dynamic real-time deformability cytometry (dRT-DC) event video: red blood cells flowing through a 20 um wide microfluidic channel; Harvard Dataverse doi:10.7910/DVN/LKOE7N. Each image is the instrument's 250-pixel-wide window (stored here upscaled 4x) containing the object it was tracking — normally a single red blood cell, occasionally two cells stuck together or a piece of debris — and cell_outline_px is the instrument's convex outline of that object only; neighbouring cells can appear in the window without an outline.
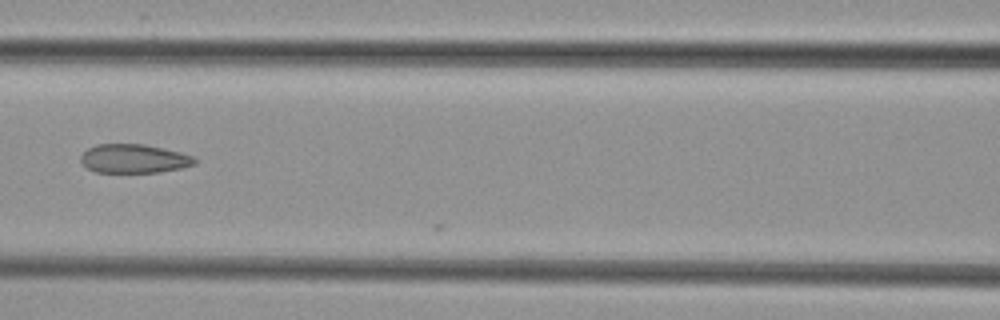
{"species": "common noctule bat (a hibernating species)", "species_latin": "Nyctalus noctula", "temperature_condition": "cold", "stored_images_in_passage": 8, "camera_frame_rate_fps": 3000, "um_per_image_px": 0.085, "animal": {"sex": "female", "body_mass_g": 29.2, "forearm_length_mm": 56.3}, "frame": {"image": 1, "passage_image": 7, "time_ms": 7.0, "image_size_px": [1000, 320], "cell_outline_px": [[196, 164], [180, 168], [160, 172], [96, 172], [88, 168], [80, 160], [80, 156], [88, 148], [96, 144], [144, 144], [180, 152], [192, 156], [196, 160]], "centroid_in_image_um": [11.37, 13.48], "position_along_channel_um": 155.2, "area_um2": 19.02}}